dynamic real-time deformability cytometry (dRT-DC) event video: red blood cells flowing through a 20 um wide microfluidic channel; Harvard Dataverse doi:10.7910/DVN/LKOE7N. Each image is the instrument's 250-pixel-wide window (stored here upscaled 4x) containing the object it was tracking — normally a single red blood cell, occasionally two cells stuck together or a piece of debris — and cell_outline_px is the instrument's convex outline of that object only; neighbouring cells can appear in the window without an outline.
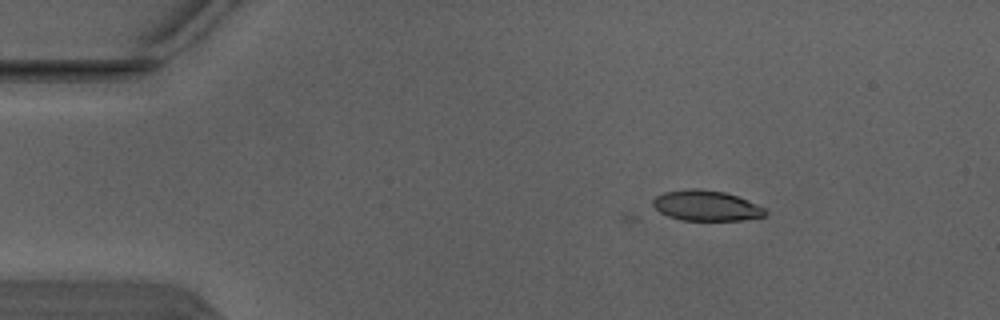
{"species": "Egyptian fruit bat (a non-hibernating species)", "species_latin": "Rousettus aegyptiacus", "temperature_condition": "warm", "stored_images_in_passage": 7, "camera_frame_rate_fps": 3000, "um_per_image_px": 0.085, "animal": {"sex": "male"}, "frame": {"image": 1, "passage_image": 4, "time_ms": 1.0, "image_size_px": [1000, 320], "cell_outline_px": [[768, 212], [764, 216], [740, 220], [680, 220], [668, 216], [660, 212], [652, 204], [652, 200], [656, 196], [664, 192], [692, 188], [700, 188], [724, 192], [736, 196], [756, 204], [764, 208]], "centroid_in_image_um": [60.0, 17.48], "position_along_channel_um": 25.0, "area_um2": 19.77}}